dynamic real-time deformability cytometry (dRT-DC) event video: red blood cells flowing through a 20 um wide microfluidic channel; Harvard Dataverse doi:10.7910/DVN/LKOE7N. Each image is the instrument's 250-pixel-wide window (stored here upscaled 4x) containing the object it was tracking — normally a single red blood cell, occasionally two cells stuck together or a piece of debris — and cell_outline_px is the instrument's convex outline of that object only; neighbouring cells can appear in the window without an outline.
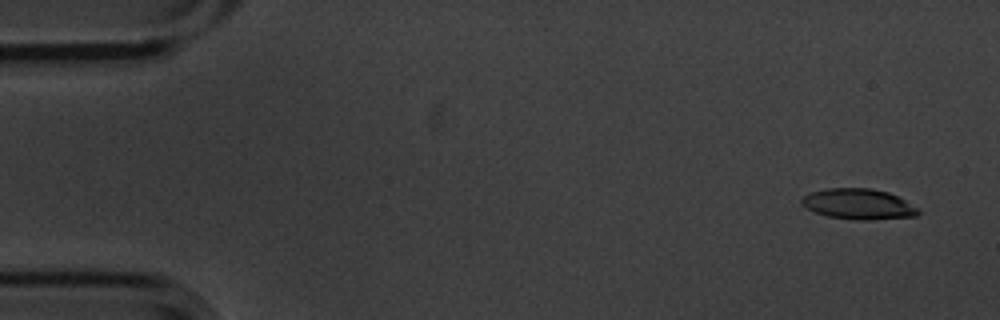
{"species": "common noctule bat (a hibernating species)", "species_latin": "Nyctalus noctula", "temperature_condition": "cold", "stored_images_in_passage": 4, "camera_frame_rate_fps": 3000, "um_per_image_px": 0.085, "animal": {"sex": "male", "body_mass_g": 20.1, "forearm_length_mm": 53.5}, "frame": {"image": 1, "passage_image": 1, "time_ms": 0.0, "image_size_px": [1000, 320], "cell_outline_px": [[920, 212], [916, 216], [868, 220], [852, 220], [828, 216], [816, 212], [800, 204], [800, 200], [804, 196], [812, 192], [828, 188], [872, 188], [888, 192], [904, 200], [916, 208]], "centroid_in_image_um": [72.94, 17.35], "position_along_channel_um": 12.1, "area_um2": 20.58}}